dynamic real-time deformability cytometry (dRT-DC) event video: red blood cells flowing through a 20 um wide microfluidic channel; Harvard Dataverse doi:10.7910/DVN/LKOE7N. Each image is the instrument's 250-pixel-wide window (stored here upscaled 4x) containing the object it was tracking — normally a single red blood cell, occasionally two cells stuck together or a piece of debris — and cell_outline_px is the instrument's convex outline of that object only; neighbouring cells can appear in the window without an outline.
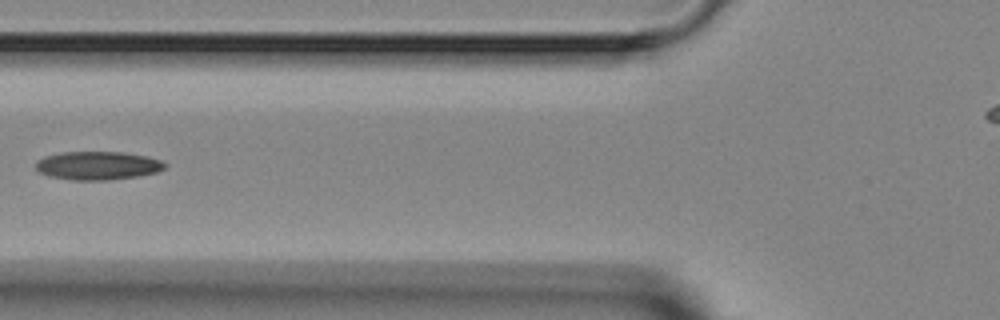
{"species": "Egyptian fruit bat (a non-hibernating species)", "species_latin": "Rousettus aegyptiacus", "temperature_condition": "room temperature", "stored_images_in_passage": 6, "camera_frame_rate_fps": 3000, "um_per_image_px": 0.085, "animal": {"sex": "female"}, "frame": {"image": 1, "passage_image": 6, "time_ms": 7.0, "image_size_px": [1000, 320], "cell_outline_px": [[168, 164], [164, 168], [156, 172], [136, 176], [108, 180], [72, 180], [48, 176], [40, 172], [36, 168], [36, 160], [44, 156], [60, 152], [124, 152], [144, 156], [160, 160]], "centroid_in_image_um": [8.27, 14.07], "position_along_channel_um": 117.5, "area_um2": 21.33}}